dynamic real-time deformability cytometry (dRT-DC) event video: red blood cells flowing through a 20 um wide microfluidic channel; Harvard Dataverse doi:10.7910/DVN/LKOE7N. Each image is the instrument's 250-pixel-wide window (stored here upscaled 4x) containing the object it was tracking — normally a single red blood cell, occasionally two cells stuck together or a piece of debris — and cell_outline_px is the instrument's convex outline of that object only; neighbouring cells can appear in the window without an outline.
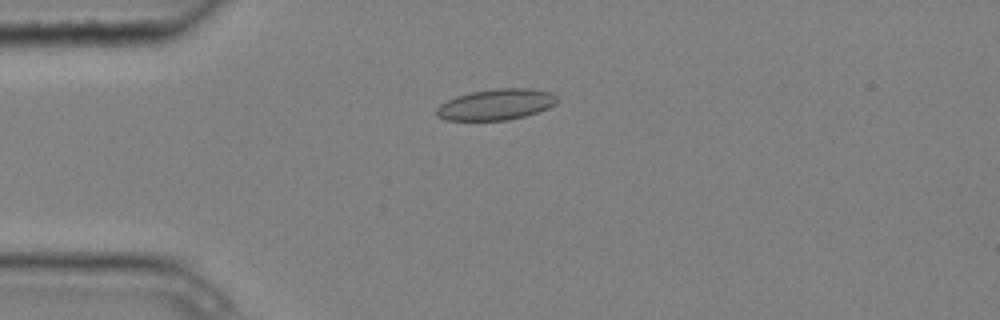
{"species": "common noctule bat (a hibernating species)", "species_latin": "Nyctalus noctula", "temperature_condition": "cold", "stored_images_in_passage": 6, "camera_frame_rate_fps": 3000, "um_per_image_px": 0.085, "animal": {"sex": "male", "body_mass_g": 20.4}, "frame": {"image": 1, "passage_image": 6, "time_ms": 1.667, "image_size_px": [1000, 320], "cell_outline_px": [[560, 100], [556, 104], [548, 108], [524, 116], [508, 120], [444, 120], [436, 116], [436, 108], [440, 104], [456, 96], [472, 92], [496, 88], [532, 88], [552, 92]], "centroid_in_image_um": [42.19, 8.87], "position_along_channel_um": 42.8, "area_um2": 21.91}}